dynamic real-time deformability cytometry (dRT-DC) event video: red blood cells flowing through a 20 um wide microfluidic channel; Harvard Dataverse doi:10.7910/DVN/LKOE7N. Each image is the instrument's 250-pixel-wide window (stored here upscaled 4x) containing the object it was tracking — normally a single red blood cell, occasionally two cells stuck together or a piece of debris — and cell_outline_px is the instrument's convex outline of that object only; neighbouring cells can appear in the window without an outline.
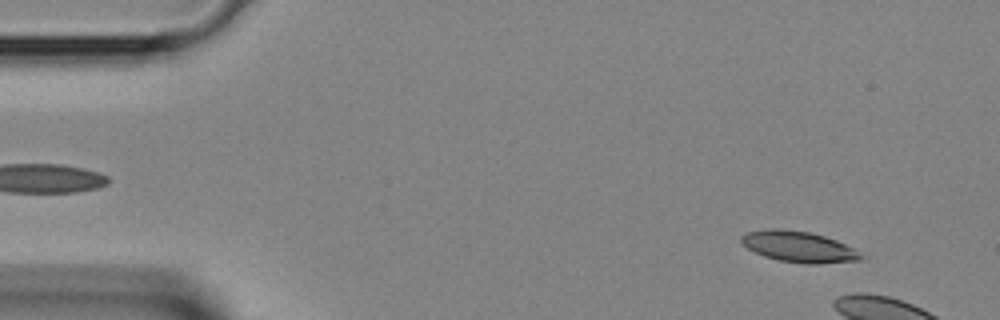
{"species": "Egyptian fruit bat (a non-hibernating species)", "species_latin": "Rousettus aegyptiacus", "temperature_condition": "room temperature", "stored_images_in_passage": 7, "camera_frame_rate_fps": 3000, "um_per_image_px": 0.085, "animal": {"sex": "female"}, "frame": {"image": 1, "passage_image": 3, "time_ms": 0.667, "image_size_px": [1000, 320], "cell_outline_px": [[868, 256], [860, 260], [816, 264], [804, 264], [780, 260], [764, 256], [748, 248], [740, 240], [740, 236], [748, 232], [768, 228], [780, 228], [808, 232], [824, 236], [836, 240]], "centroid_in_image_um": [67.91, 20.97], "position_along_channel_um": 17.1, "area_um2": 21.5}}